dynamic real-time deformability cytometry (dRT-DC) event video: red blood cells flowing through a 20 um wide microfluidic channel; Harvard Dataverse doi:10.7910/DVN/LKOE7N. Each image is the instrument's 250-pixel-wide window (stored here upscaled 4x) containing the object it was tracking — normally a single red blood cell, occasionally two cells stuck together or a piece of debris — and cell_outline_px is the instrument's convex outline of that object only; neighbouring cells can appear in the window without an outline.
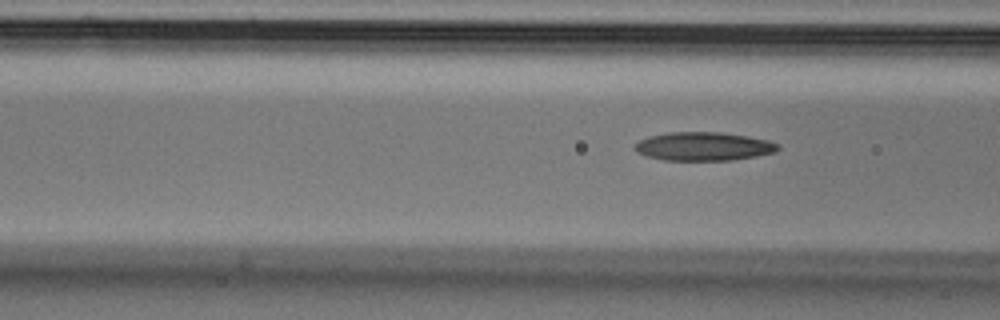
{"species": "Egyptian fruit bat (a non-hibernating species)", "species_latin": "Rousettus aegyptiacus", "temperature_condition": "cold", "stored_images_in_passage": 6, "segment_of_instrument_passage": [2, 2], "camera_frame_rate_fps": 3000, "um_per_image_px": 0.085, "animal": {"sex": "male"}, "frame": {"image": 1, "passage_image": 6, "time_ms": 1.667, "image_size_px": [1000, 320], "cell_outline_px": [[780, 148], [776, 152], [756, 156], [732, 160], [664, 160], [648, 156], [636, 152], [632, 148], [640, 140], [648, 136], [668, 132], [720, 132], [748, 136], [768, 140], [780, 144]], "centroid_in_image_um": [59.81, 12.44], "position_along_channel_um": 106.8, "area_um2": 23.93}}